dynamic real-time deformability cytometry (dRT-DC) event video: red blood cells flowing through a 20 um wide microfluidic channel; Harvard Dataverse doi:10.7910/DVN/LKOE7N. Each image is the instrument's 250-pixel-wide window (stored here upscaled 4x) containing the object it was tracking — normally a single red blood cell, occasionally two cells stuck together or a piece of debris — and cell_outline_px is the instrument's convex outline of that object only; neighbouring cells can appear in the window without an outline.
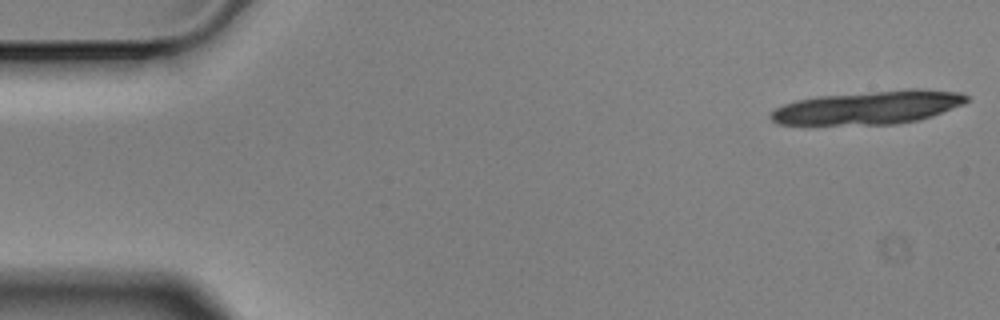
{"species": "Egyptian fruit bat (a non-hibernating species)", "species_latin": "Rousettus aegyptiacus", "temperature_condition": "cold", "stored_images_in_passage": 6, "camera_frame_rate_fps": 3000, "um_per_image_px": 0.085, "animal": {"sex": "male"}, "frame": {"image": 1, "passage_image": 1, "time_ms": 0.0, "image_size_px": [1000, 320], "cell_outline_px": [[968, 100], [964, 104], [932, 116], [920, 120], [896, 124], [776, 124], [768, 116], [776, 108], [784, 104], [796, 100], [816, 96], [908, 88], [920, 88], [960, 92], [968, 96]], "centroid_in_image_um": [73.86, 9.12], "position_along_channel_um": 11.1, "area_um2": 38.38}}
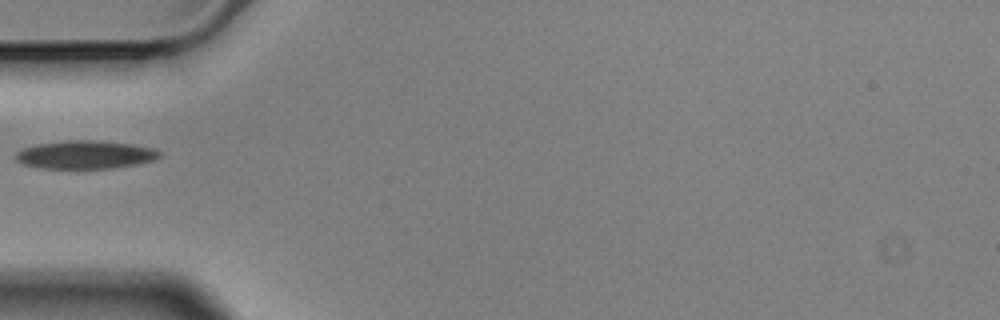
{"frame": {"image": 2, "passage_image": 5, "time_ms": 1.333, "image_size_px": [1000, 320], "cell_outline_px": [[164, 156], [156, 160], [136, 164], [112, 168], [36, 168], [24, 164], [16, 160], [16, 152], [24, 148], [36, 144], [68, 140], [100, 140], [132, 144], [156, 148]], "centroid_in_image_um": [7.31, 13.14], "position_along_channel_um": 77.7, "area_um2": 23.87}}
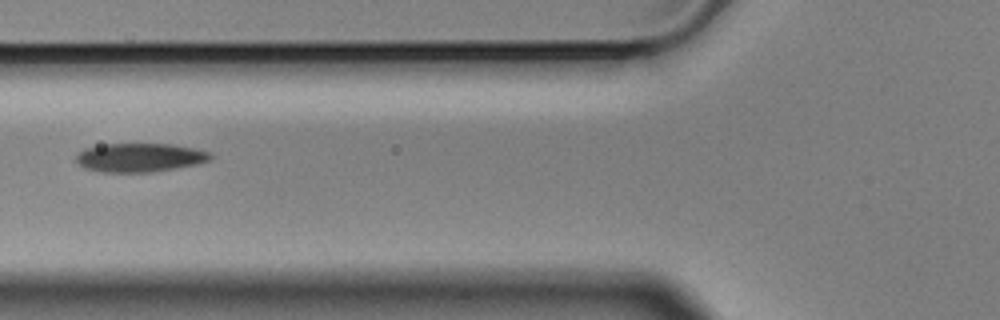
{"frame": {"image": 3, "passage_image": 6, "time_ms": 1.667, "image_size_px": [1000, 320], "cell_outline_px": [[212, 156], [208, 160], [196, 164], [176, 168], [148, 172], [104, 172], [84, 168], [76, 164], [76, 152], [84, 148], [104, 144], [172, 144], [212, 152]], "centroid_in_image_um": [11.82, 13.38], "position_along_channel_um": 114.0, "area_um2": 22.54}}